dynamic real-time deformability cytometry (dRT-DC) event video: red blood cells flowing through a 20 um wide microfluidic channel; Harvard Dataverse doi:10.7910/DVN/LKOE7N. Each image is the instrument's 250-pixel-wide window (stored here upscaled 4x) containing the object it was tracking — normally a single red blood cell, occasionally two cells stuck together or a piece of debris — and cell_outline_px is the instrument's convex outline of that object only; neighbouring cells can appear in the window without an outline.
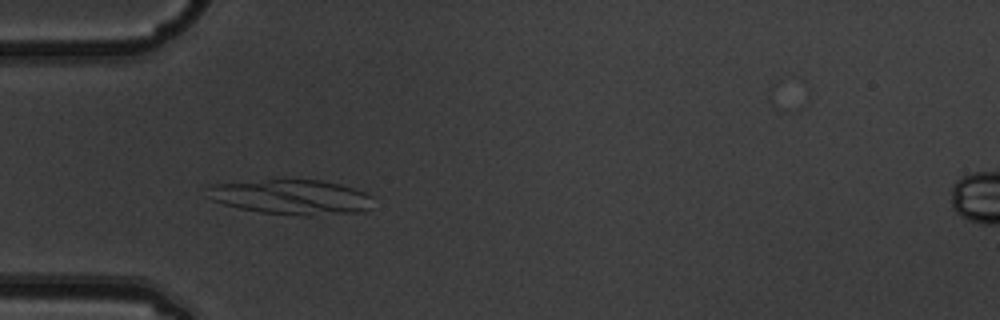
{"species": "common noctule bat (a hibernating species)", "species_latin": "Nyctalus noctula", "temperature_condition": "warm", "stored_images_in_passage": 2, "camera_frame_rate_fps": 3000, "um_per_image_px": 0.085, "animal": {"sex": "male", "body_mass_g": 19.5, "forearm_length_mm": 54.6}, "frame": {"image": 1, "passage_image": 1, "time_ms": 0.0, "image_size_px": [1000, 320], "cell_outline_px": [[372, 208], [356, 212], [308, 216], [260, 212], [240, 208], [224, 204], [212, 200], [204, 196], [208, 188], [212, 184], [268, 180], [320, 180], [340, 184], [364, 192], [372, 196]], "centroid_in_image_um": [24.75, 16.75], "position_along_channel_um": 60.3, "area_um2": 33.52}}
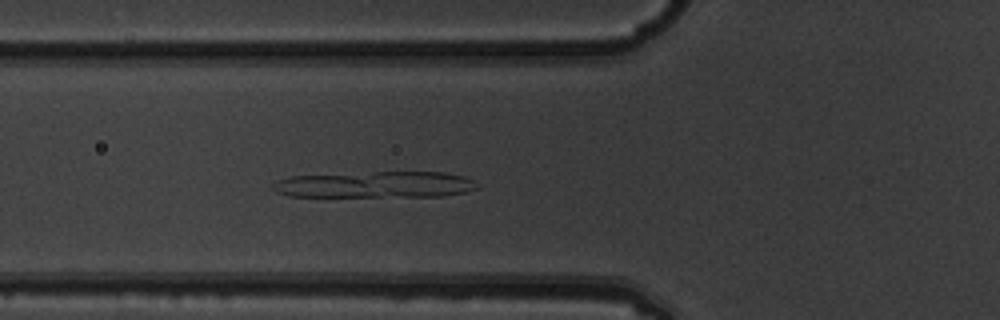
{"frame": {"image": 2, "passage_image": 2, "time_ms": 0.333, "image_size_px": [1000, 320], "cell_outline_px": [[480, 188], [464, 192], [444, 196], [288, 196], [276, 192], [272, 188], [272, 184], [276, 180], [292, 176], [376, 172], [444, 172], [464, 176], [480, 184]], "centroid_in_image_um": [31.94, 15.69], "position_along_channel_um": 93.9, "area_um2": 31.33}}